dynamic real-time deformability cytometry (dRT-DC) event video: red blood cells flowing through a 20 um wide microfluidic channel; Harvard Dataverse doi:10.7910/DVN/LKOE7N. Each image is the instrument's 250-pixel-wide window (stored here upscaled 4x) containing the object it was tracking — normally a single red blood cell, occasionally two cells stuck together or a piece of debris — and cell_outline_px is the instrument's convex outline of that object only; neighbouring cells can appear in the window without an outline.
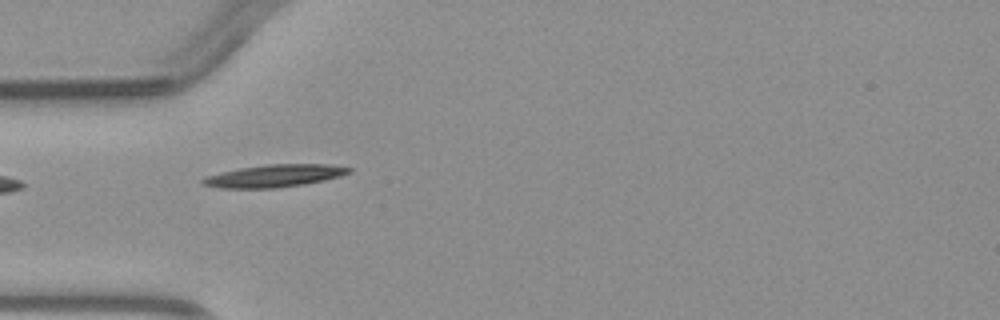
{"species": "common noctule bat (a hibernating species)", "species_latin": "Nyctalus noctula", "temperature_condition": "warm", "stored_images_in_passage": 5, "camera_frame_rate_fps": 3000, "um_per_image_px": 0.085, "animal": {"sex": "male", "body_mass_g": 23.1, "forearm_length_mm": 52.7}, "frame": {"image": 1, "passage_image": 4, "time_ms": 4.333, "image_size_px": [1000, 320], "cell_outline_px": [[352, 172], [340, 176], [324, 180], [304, 184], [272, 188], [220, 188], [200, 184], [200, 180], [208, 176], [220, 172], [240, 168], [268, 164], [328, 164], [352, 168]], "centroid_in_image_um": [23.32, 14.94], "position_along_channel_um": 61.7, "area_um2": 19.07}}
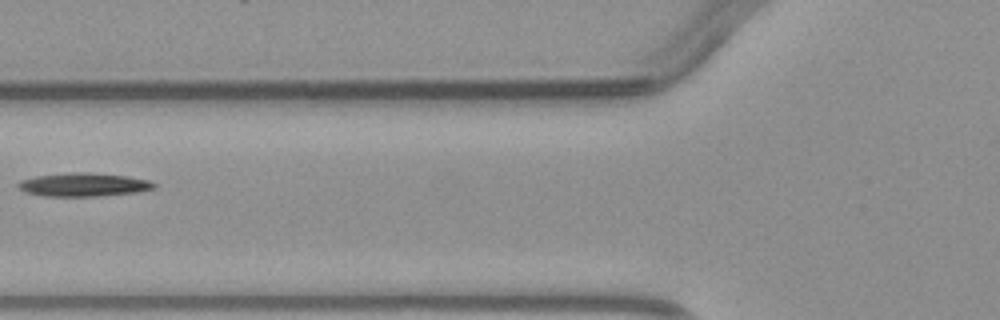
{"frame": {"image": 2, "passage_image": 5, "time_ms": 5.667, "image_size_px": [1000, 320], "cell_outline_px": [[156, 188], [136, 192], [96, 196], [44, 196], [24, 192], [16, 184], [20, 180], [36, 176], [72, 172], [92, 172], [128, 176], [148, 180], [156, 184]], "centroid_in_image_um": [7.1, 15.69], "position_along_channel_um": 118.7, "area_um2": 18.61}}